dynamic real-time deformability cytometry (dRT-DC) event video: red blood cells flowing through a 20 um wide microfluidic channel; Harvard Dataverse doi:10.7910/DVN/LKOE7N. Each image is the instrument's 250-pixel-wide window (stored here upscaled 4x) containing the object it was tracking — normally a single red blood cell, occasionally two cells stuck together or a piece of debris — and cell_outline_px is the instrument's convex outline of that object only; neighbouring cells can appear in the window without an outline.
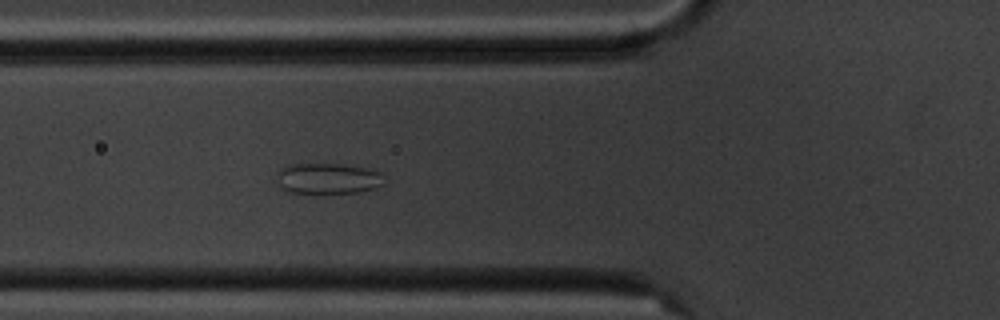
{"species": "common noctule bat (a hibernating species)", "species_latin": "Nyctalus noctula", "temperature_condition": "cold", "stored_images_in_passage": 6, "camera_frame_rate_fps": 3000, "um_per_image_px": 0.085, "animal": {"sex": "male", "body_mass_g": 20.1, "forearm_length_mm": 53.5}, "frame": {"image": 1, "passage_image": 6, "time_ms": 5.667, "image_size_px": [1000, 320], "cell_outline_px": [[384, 184], [376, 188], [360, 192], [288, 192], [280, 188], [280, 168], [288, 164], [340, 164], [376, 168], [384, 176]], "centroid_in_image_um": [27.98, 15.15], "position_along_channel_um": 97.8, "area_um2": 19.25}}